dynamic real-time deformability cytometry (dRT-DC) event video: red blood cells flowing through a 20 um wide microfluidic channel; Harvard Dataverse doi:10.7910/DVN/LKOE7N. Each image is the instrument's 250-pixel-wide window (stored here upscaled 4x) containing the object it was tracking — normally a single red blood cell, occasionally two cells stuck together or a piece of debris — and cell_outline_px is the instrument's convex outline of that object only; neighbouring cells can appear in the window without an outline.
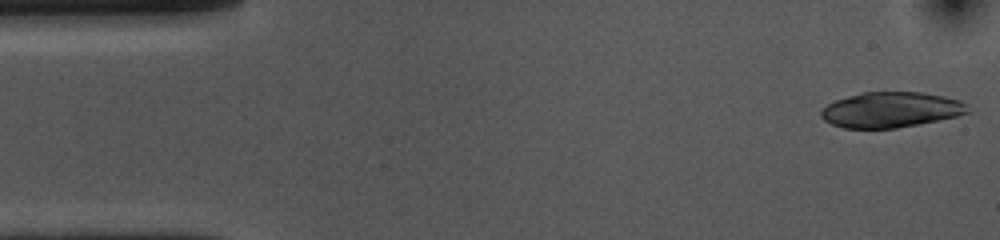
{"species": "common noctule bat (a hibernating species)", "species_latin": "Nyctalus noctula", "temperature_condition": "cold", "stored_images_in_passage": 52, "camera_frame_rate_fps": 3000, "um_per_image_px": 0.085, "animal": {"sex": "female", "body_mass_g": 10.0, "forearm_length_mm": 53.1}, "frame": {"image": 1, "passage_image": 1, "time_ms": 0.0, "image_size_px": [1000, 240], "cell_outline_px": [[968, 112], [956, 116], [896, 128], [844, 128], [832, 124], [824, 120], [820, 116], [820, 112], [828, 104], [836, 100], [860, 92], [920, 92], [944, 96], [960, 100], [968, 104]], "centroid_in_image_um": [75.71, 9.32], "position_along_channel_um": 9.3, "area_um2": 30.06}}